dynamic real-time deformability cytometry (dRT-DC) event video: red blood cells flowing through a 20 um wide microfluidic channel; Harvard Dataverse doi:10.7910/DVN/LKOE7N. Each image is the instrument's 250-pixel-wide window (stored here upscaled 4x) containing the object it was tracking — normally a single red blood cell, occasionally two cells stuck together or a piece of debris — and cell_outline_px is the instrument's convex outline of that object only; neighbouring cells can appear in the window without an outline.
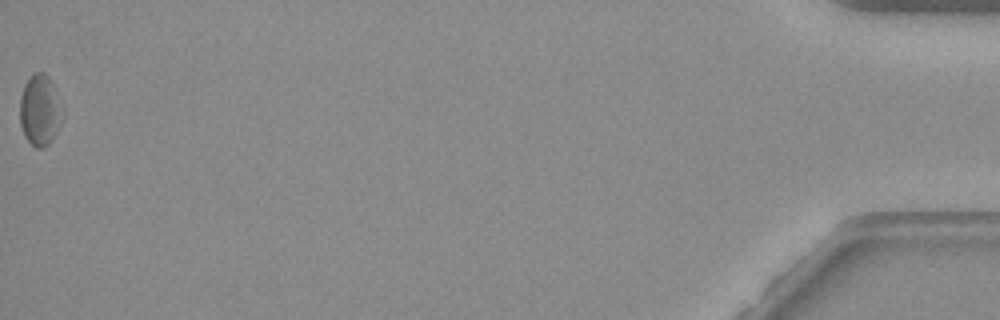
{"species": "common noctule bat (a hibernating species)", "species_latin": "Nyctalus noctula", "temperature_condition": "warm", "stored_images_in_passage": 46, "camera_frame_rate_fps": 3000, "um_per_image_px": 0.085, "animal": {"sex": "female", "body_mass_g": 19.3, "forearm_length_mm": 54.1}, "frame": {"image": 1, "passage_image": 46, "time_ms": 15.0, "image_size_px": [1000, 320], "cell_outline_px": [[64, 112], [60, 124], [52, 140], [44, 148], [36, 148], [24, 136], [20, 124], [20, 96], [24, 84], [36, 72], [44, 72], [48, 76], [64, 108]], "centroid_in_image_um": [3.4, 9.38], "position_along_channel_um": 431.8, "area_um2": 17.69}, "authors_computed_cell_mechanics": {"area_um2": 16.8487, "velocity_mm_per_s": 3.5337, "shape_relaxation_time_tau1_ms": 8.8756, "shape_relaxation_time_tau2_ms": 3.3043, "deformation_change_tau1": 0.1036, "deformation_change_tau2": 0.0804}}